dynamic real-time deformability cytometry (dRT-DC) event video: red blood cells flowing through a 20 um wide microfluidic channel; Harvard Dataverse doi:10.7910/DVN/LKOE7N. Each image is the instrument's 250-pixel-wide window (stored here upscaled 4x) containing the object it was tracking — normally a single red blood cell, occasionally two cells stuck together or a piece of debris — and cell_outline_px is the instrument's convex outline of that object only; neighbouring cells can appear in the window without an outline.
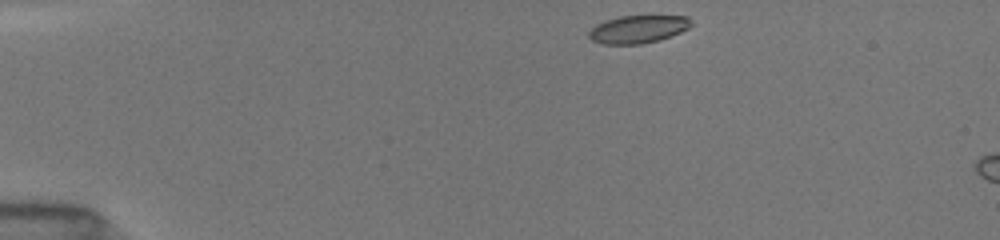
{"species": "common noctule bat (a hibernating species)", "species_latin": "Nyctalus noctula", "temperature_condition": "room temperature", "stored_images_in_passage": 7, "camera_frame_rate_fps": 3000, "um_per_image_px": 0.085, "animal": {"sex": "female", "body_mass_g": 19.5, "forearm_length_mm": 54.1}, "frame": {"image": 1, "passage_image": 1, "time_ms": 0.0, "image_size_px": [1000, 240], "cell_outline_px": [[692, 24], [688, 28], [680, 32], [660, 40], [640, 44], [604, 44], [592, 40], [588, 36], [588, 32], [596, 24], [604, 20], [620, 16], [688, 16], [692, 20]], "centroid_in_image_um": [54.23, 2.48], "position_along_channel_um": 30.8, "area_um2": 16.59}}